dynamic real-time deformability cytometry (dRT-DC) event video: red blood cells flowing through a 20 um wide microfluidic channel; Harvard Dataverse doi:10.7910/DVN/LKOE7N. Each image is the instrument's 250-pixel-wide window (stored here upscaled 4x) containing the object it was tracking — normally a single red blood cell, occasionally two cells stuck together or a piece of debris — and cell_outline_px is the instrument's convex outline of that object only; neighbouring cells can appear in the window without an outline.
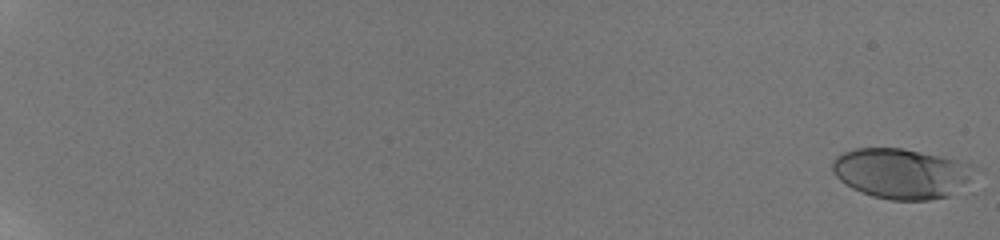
{"species": "human", "species_latin": "Homo sapiens", "temperature_condition": "room temperature", "stored_images_in_passage": 51, "camera_frame_rate_fps": 3000, "um_per_image_px": 0.085, "donor": {"sex": "male"}, "frame": {"image": 1, "passage_image": 1, "time_ms": 0.0, "image_size_px": [1000, 240], "cell_outline_px": [[976, 168], [968, 180], [948, 196], [928, 200], [888, 200], [872, 196], [852, 188], [840, 180], [832, 172], [832, 160], [836, 156], [844, 152], [856, 148], [900, 148], [976, 164]], "centroid_in_image_um": [76.57, 14.74], "position_along_channel_um": 8.4, "area_um2": 41.21}}
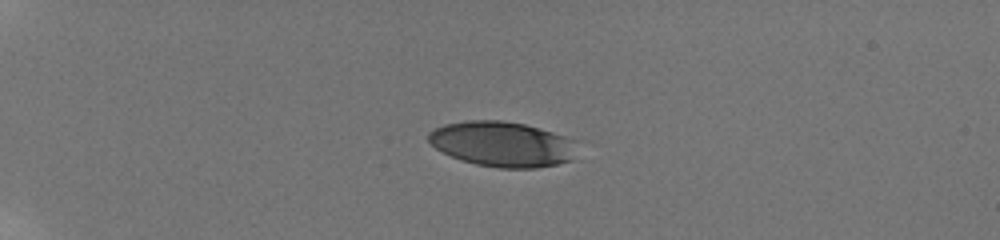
{"frame": {"image": 2, "passage_image": 26, "time_ms": 5.667, "image_size_px": [1000, 240], "cell_outline_px": [[584, 140], [572, 160], [556, 164], [536, 168], [500, 168], [476, 164], [460, 160], [436, 148], [428, 140], [428, 132], [444, 124], [468, 120], [504, 120], [524, 124], [540, 128]], "centroid_in_image_um": [42.83, 12.24], "position_along_channel_um": 42.2, "area_um2": 40.0}}
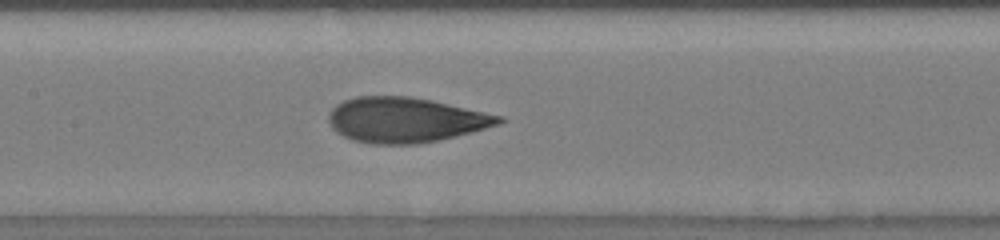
{"frame": {"image": 3, "passage_image": 49, "time_ms": 11.0, "image_size_px": [1000, 240], "cell_outline_px": [[508, 120], [500, 124], [456, 136], [440, 140], [416, 144], [372, 144], [352, 140], [336, 132], [332, 128], [328, 120], [328, 116], [332, 108], [336, 104], [344, 100], [356, 96], [408, 96], [432, 100], [504, 116]], "centroid_in_image_um": [34.47, 10.19], "position_along_channel_um": 172.9, "area_um2": 44.97}}